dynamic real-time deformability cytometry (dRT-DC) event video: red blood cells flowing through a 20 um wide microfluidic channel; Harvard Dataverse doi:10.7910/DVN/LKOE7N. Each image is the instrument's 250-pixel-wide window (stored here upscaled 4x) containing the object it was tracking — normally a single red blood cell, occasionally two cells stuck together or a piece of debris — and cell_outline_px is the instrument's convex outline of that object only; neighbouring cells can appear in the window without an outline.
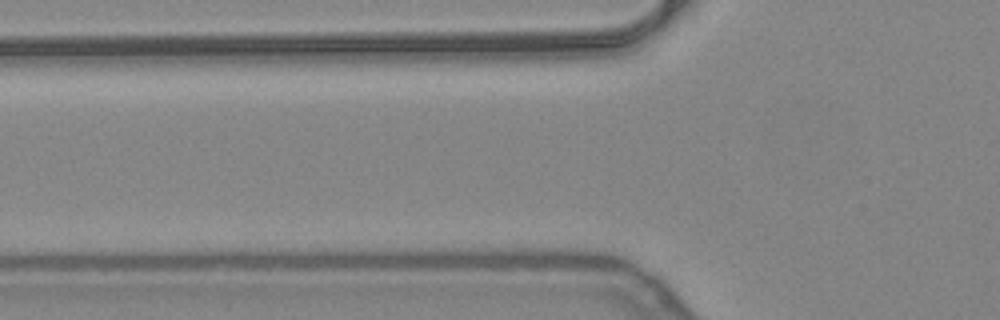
{"species": "common noctule bat (a hibernating species)", "species_latin": "Nyctalus noctula", "temperature_condition": "warm", "stored_images_in_passage": 3, "camera_frame_rate_fps": 3000, "um_per_image_px": 0.085, "animal": {"sex": "female", "body_mass_g": 24.6, "forearm_length_mm": 56.2}, "frame": {"image": 1, "passage_image": 2, "time_ms": 0.333, "image_size_px": [1000, 320], "cell_outline_px": [[640, 24], [636, 28], [616, 44], [608, 44], [520, 40], [516, 36], [524, 32], [636, 24]], "centroid_in_image_um": [49.47, 2.96], "position_along_channel_um": 76.3, "area_um2": 10.98}}